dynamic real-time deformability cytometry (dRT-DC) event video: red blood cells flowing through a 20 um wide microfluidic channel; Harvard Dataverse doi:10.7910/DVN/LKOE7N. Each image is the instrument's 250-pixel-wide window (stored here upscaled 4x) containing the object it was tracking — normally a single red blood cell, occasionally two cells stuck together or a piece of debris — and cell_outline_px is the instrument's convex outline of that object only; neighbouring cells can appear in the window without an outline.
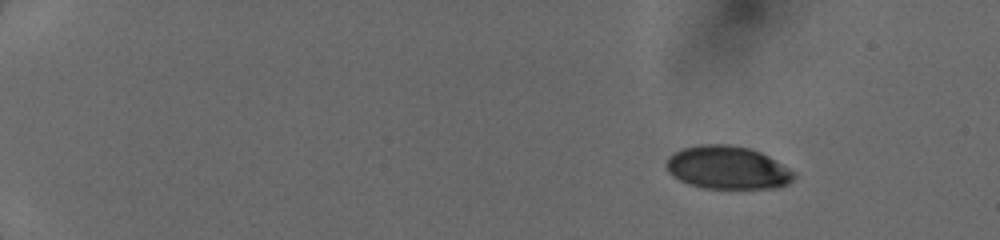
{"species": "human", "species_latin": "Homo sapiens", "temperature_condition": "cold", "stored_images_in_passage": 8, "camera_frame_rate_fps": 3000, "um_per_image_px": 0.085, "donor": {"sex": "female"}, "frame": {"image": 1, "passage_image": 1, "time_ms": 0.0, "image_size_px": [1000, 240], "cell_outline_px": [[796, 176], [788, 184], [776, 188], [704, 188], [688, 184], [672, 176], [668, 172], [664, 164], [668, 156], [672, 152], [680, 148], [700, 144], [728, 144], [748, 148], [760, 152], [768, 156], [788, 168]], "centroid_in_image_um": [61.77, 14.24], "position_along_channel_um": 23.2, "area_um2": 32.19}}
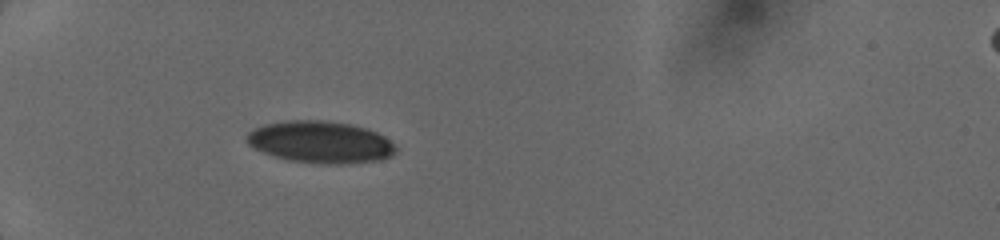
{"frame": {"image": 2, "passage_image": 6, "time_ms": 3.667, "image_size_px": [1000, 240], "cell_outline_px": [[396, 152], [392, 156], [380, 160], [348, 164], [332, 164], [288, 160], [264, 152], [248, 144], [244, 140], [244, 136], [248, 132], [264, 124], [284, 120], [324, 120], [348, 124], [364, 128], [376, 132], [384, 136], [396, 144]], "centroid_in_image_um": [27.25, 12.07], "position_along_channel_um": 57.8, "area_um2": 36.47}}
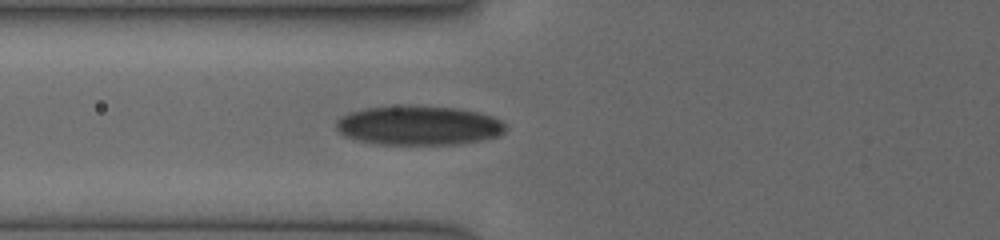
{"frame": {"image": 3, "passage_image": 8, "time_ms": 5.0, "image_size_px": [1000, 240], "cell_outline_px": [[508, 128], [500, 136], [484, 140], [460, 144], [376, 144], [344, 136], [336, 128], [336, 120], [340, 116], [348, 112], [364, 108], [460, 108], [480, 112], [492, 116], [500, 120]], "centroid_in_image_um": [35.63, 10.7], "position_along_channel_um": 90.2, "area_um2": 38.21}}